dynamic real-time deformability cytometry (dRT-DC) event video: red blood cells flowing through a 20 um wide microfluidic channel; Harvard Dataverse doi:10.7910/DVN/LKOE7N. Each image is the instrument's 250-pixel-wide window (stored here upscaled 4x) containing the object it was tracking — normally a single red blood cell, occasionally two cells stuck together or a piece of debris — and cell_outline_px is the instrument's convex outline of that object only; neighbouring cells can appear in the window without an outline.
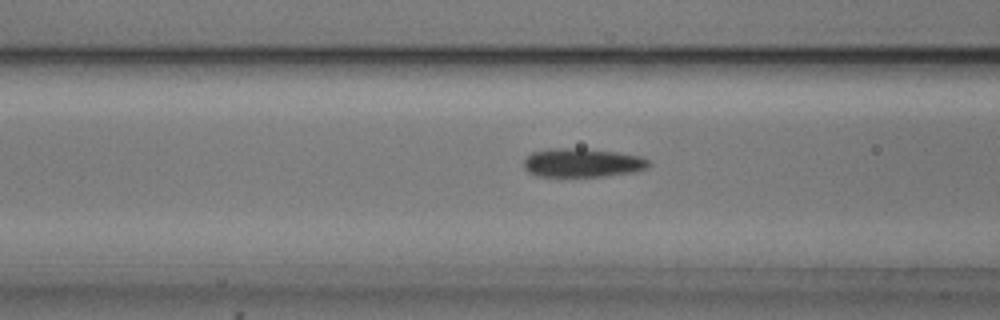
{"species": "common noctule bat (a hibernating species)", "species_latin": "Nyctalus noctula", "temperature_condition": "cold", "stored_images_in_passage": 55, "camera_frame_rate_fps": 3000, "um_per_image_px": 0.085, "animal": {"sex": "male", "body_mass_g": 20.5, "forearm_length_mm": 52.5}, "frame": {"image": 1, "passage_image": 21, "time_ms": 6.667, "image_size_px": [1000, 320], "cell_outline_px": [[652, 164], [648, 168], [636, 172], [600, 176], [540, 176], [528, 172], [524, 168], [524, 160], [532, 152], [548, 148], [580, 148], [616, 152], [640, 156], [648, 160]], "centroid_in_image_um": [49.52, 13.83], "position_along_channel_um": 117.1, "area_um2": 20.98}}
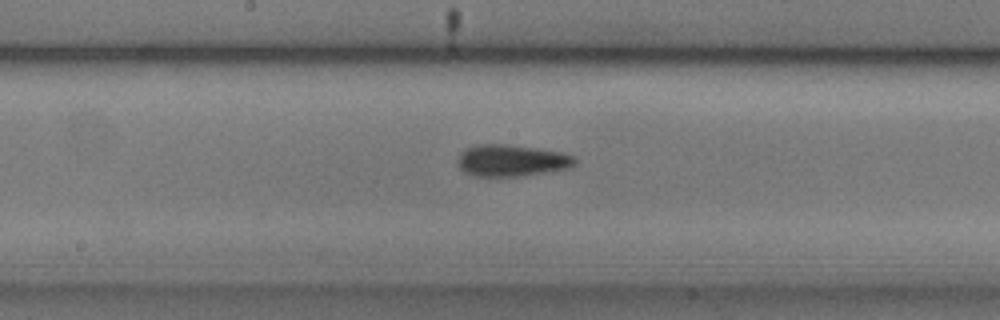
{"frame": {"image": 2, "passage_image": 28, "time_ms": 9.0, "image_size_px": [1000, 320], "cell_outline_px": [[576, 164], [572, 168], [516, 176], [476, 176], [464, 172], [460, 168], [460, 152], [464, 148], [476, 144], [504, 144], [560, 152], [576, 156]], "centroid_in_image_um": [43.5, 13.64], "position_along_channel_um": 204.7, "area_um2": 21.44}}
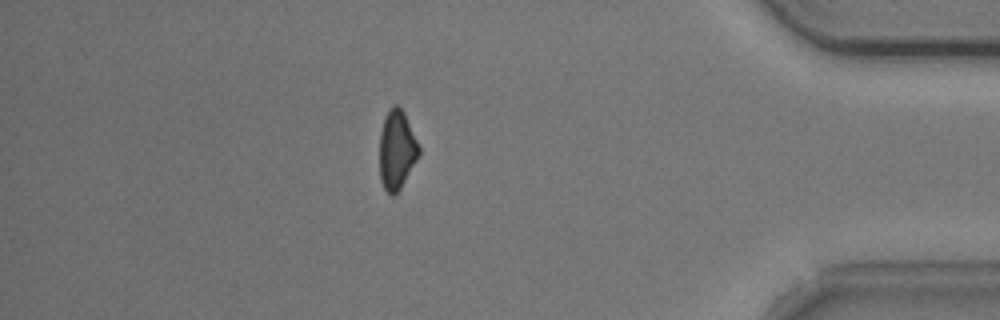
{"frame": {"image": 3, "passage_image": 47, "time_ms": 15.333, "image_size_px": [1000, 320], "cell_outline_px": [[420, 156], [400, 188], [392, 196], [384, 188], [380, 180], [380, 132], [384, 116], [388, 108], [396, 104], [404, 112], [420, 148]], "centroid_in_image_um": [33.72, 12.72], "position_along_channel_um": 401.5, "area_um2": 18.15}}